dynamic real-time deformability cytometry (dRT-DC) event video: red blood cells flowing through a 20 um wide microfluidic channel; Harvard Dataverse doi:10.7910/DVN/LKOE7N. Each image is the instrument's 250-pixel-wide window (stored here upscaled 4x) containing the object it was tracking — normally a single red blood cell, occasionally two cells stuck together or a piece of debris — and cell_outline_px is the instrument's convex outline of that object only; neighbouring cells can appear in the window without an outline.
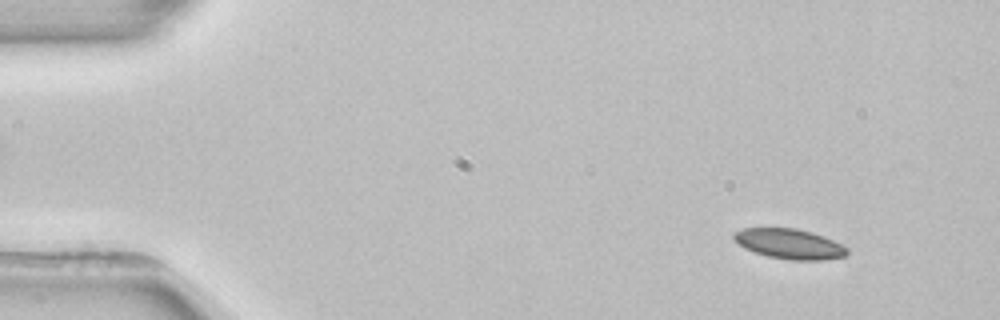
{"species": "common noctule bat (a hibernating species)", "species_latin": "Nyctalus noctula", "temperature_condition": "room temperature", "stored_images_in_passage": 3, "camera_frame_rate_fps": 3000, "um_per_image_px": 0.085, "animal": {"sex": "female", "body_mass_g": 22.7, "forearm_length_mm": 54.2}, "frame": {"image": 1, "passage_image": 1, "time_ms": 0.0, "image_size_px": [1000, 320], "cell_outline_px": [[848, 252], [844, 256], [824, 260], [788, 260], [768, 256], [744, 248], [732, 236], [732, 232], [744, 228], [796, 228], [812, 232], [824, 236], [848, 248]], "centroid_in_image_um": [67.1, 20.72], "position_along_channel_um": 17.9, "area_um2": 19.77}}
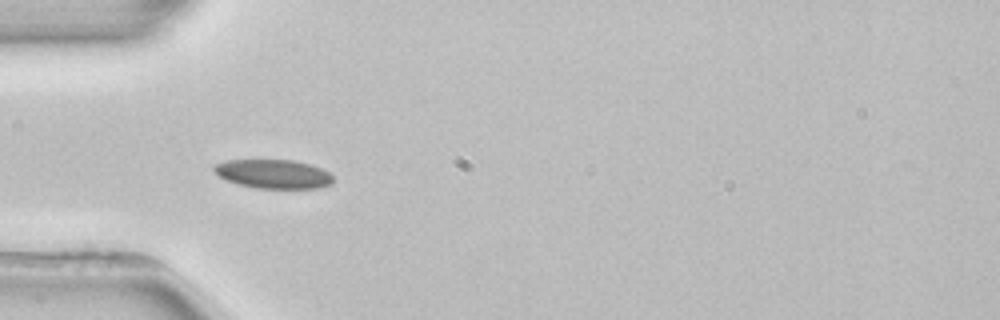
{"frame": {"image": 2, "passage_image": 3, "time_ms": 3.667, "image_size_px": [1000, 320], "cell_outline_px": [[332, 184], [320, 188], [256, 188], [236, 184], [224, 180], [212, 168], [216, 164], [228, 160], [292, 160], [308, 164], [320, 168], [328, 172], [332, 176]], "centroid_in_image_um": [23.22, 14.79], "position_along_channel_um": 61.8, "area_um2": 20.0}}